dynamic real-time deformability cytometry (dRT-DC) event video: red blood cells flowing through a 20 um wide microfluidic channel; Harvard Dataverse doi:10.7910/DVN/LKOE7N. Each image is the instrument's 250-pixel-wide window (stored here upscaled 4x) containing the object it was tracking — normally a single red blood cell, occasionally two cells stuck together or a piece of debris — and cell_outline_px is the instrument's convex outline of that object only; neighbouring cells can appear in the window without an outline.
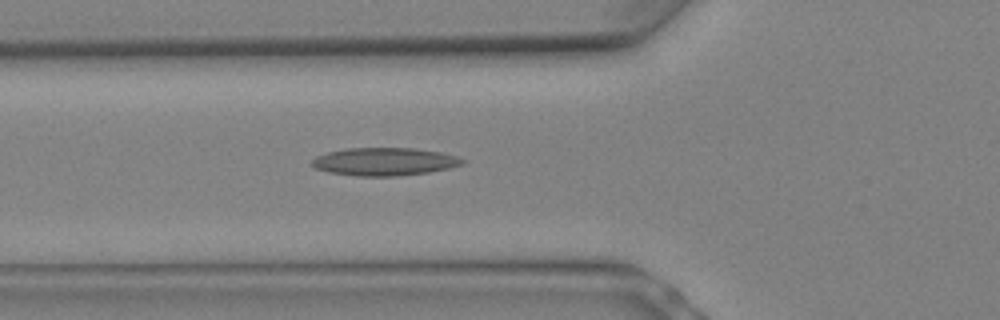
{"species": "Egyptian fruit bat (a non-hibernating species)", "species_latin": "Rousettus aegyptiacus", "temperature_condition": "warm", "stored_images_in_passage": 8, "camera_frame_rate_fps": 3000, "um_per_image_px": 0.085, "animal": {"sex": "female"}, "frame": {"image": 1, "passage_image": 8, "time_ms": 2.333, "image_size_px": [1000, 320], "cell_outline_px": [[464, 164], [448, 168], [428, 172], [396, 176], [356, 176], [328, 172], [316, 168], [312, 164], [312, 160], [316, 156], [328, 152], [348, 148], [416, 148], [440, 152], [456, 156], [464, 160]], "centroid_in_image_um": [32.67, 13.74], "position_along_channel_um": 93.1, "area_um2": 24.33}}